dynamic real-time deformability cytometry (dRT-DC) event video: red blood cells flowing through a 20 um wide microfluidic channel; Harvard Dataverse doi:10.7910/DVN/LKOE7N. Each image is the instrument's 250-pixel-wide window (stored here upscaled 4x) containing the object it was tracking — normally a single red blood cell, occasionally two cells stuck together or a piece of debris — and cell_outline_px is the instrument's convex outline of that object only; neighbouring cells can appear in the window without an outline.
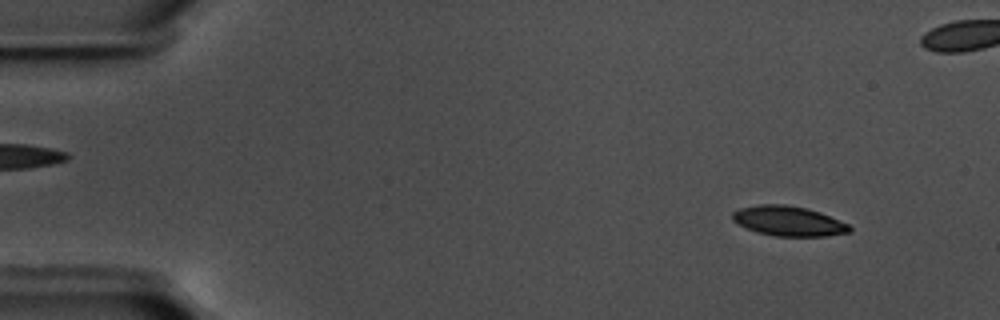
{"species": "common noctule bat (a hibernating species)", "species_latin": "Nyctalus noctula", "temperature_condition": "warm", "stored_images_in_passage": 19, "camera_frame_rate_fps": 3000, "um_per_image_px": 0.085, "animal": {"sex": "male", "body_mass_g": 17.5, "forearm_length_mm": 52.3}, "frame": {"image": 1, "passage_image": 6, "time_ms": 1.667, "image_size_px": [1000, 320], "cell_outline_px": [[852, 232], [824, 236], [776, 236], [756, 232], [732, 220], [732, 212], [740, 208], [760, 204], [784, 204], [808, 208], [820, 212], [848, 224], [852, 228]], "centroid_in_image_um": [67.04, 18.78], "position_along_channel_um": 18.0, "area_um2": 20.35}}